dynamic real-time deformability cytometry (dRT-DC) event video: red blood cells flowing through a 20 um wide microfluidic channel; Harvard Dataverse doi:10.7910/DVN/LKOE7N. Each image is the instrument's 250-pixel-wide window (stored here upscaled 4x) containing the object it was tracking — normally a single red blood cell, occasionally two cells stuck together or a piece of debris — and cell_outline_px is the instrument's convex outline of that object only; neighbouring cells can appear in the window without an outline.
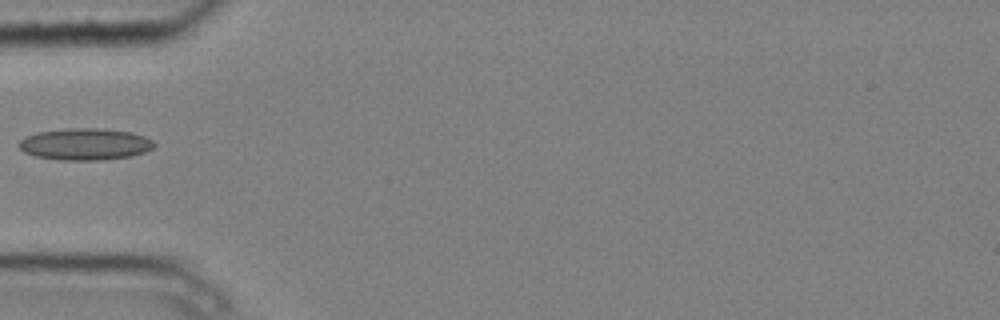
{"species": "common noctule bat (a hibernating species)", "species_latin": "Nyctalus noctula", "temperature_condition": "cold", "stored_images_in_passage": 4, "camera_frame_rate_fps": 3000, "um_per_image_px": 0.085, "animal": {"sex": "male", "body_mass_g": 20.4}, "frame": {"image": 1, "passage_image": 4, "time_ms": 1.0, "image_size_px": [1000, 320], "cell_outline_px": [[156, 144], [152, 148], [144, 152], [132, 156], [100, 160], [60, 160], [36, 156], [24, 152], [20, 148], [20, 140], [36, 132], [68, 128], [100, 128], [132, 132], [144, 136], [152, 140]], "centroid_in_image_um": [7.26, 12.25], "position_along_channel_um": 77.7, "area_um2": 24.97}}